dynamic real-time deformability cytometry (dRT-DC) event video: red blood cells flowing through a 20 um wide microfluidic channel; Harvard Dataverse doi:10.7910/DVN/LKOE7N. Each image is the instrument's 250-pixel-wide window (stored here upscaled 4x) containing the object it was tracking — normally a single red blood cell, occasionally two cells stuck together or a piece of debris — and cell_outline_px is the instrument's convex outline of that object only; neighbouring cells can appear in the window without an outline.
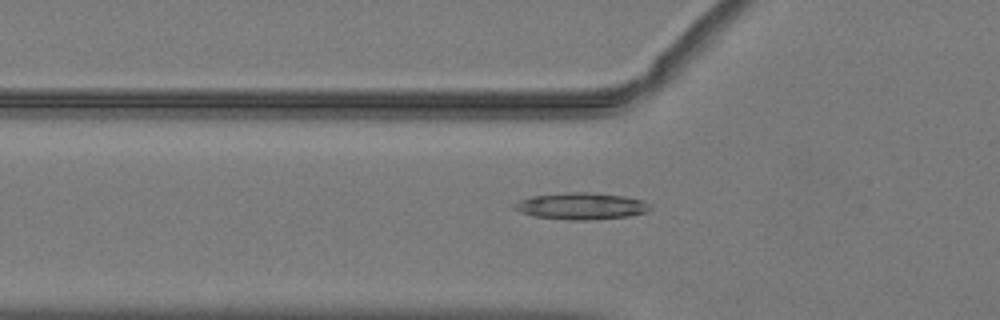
{"species": "common noctule bat (a hibernating species)", "species_latin": "Nyctalus noctula", "temperature_condition": "warm", "stored_images_in_passage": 52, "camera_frame_rate_fps": 3000, "um_per_image_px": 0.085, "animal": {"sex": "male", "body_mass_g": 19.2, "forearm_length_mm": 51.8}, "frame": {"image": 1, "passage_image": 19, "time_ms": 6.0, "image_size_px": [1000, 320], "cell_outline_px": [[652, 208], [648, 212], [628, 216], [588, 220], [572, 220], [532, 216], [520, 212], [512, 208], [512, 204], [520, 200], [532, 196], [568, 192], [592, 192], [624, 196], [644, 200]], "centroid_in_image_um": [49.4, 17.51], "position_along_channel_um": 76.4, "area_um2": 21.27}}
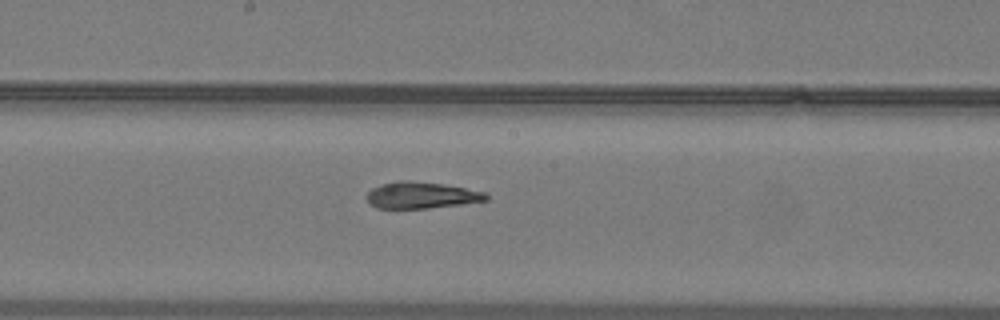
{"frame": {"image": 2, "passage_image": 29, "time_ms": 9.333, "image_size_px": [1000, 320], "cell_outline_px": [[488, 200], [460, 204], [428, 208], [376, 208], [364, 196], [372, 188], [380, 184], [396, 180], [408, 180], [444, 184], [488, 192]], "centroid_in_image_um": [35.81, 16.58], "position_along_channel_um": 212.4, "area_um2": 18.55}}
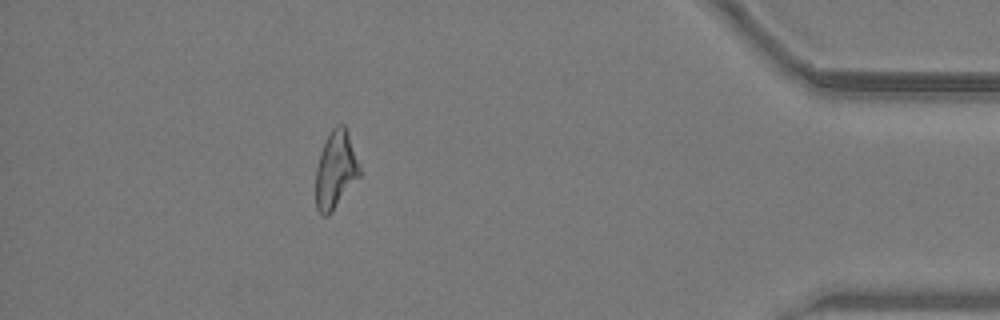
{"frame": {"image": 3, "passage_image": 47, "time_ms": 15.333, "image_size_px": [1000, 320], "cell_outline_px": [[360, 176], [332, 212], [328, 216], [320, 216], [316, 208], [316, 168], [320, 152], [332, 128], [336, 124], [344, 124], [348, 132], [360, 168]], "centroid_in_image_um": [28.51, 14.47], "position_along_channel_um": 406.7, "area_um2": 19.77}, "authors_computed_cell_mechanics": {"area_um2": 20.4901, "velocity_mm_per_s": 4.0533, "shape_relaxation_time_tau1_ms": null, "shape_relaxation_time_tau2_ms": 6.034, "deformation_change_tau1": null, "deformation_change_tau2": 0.2118}}